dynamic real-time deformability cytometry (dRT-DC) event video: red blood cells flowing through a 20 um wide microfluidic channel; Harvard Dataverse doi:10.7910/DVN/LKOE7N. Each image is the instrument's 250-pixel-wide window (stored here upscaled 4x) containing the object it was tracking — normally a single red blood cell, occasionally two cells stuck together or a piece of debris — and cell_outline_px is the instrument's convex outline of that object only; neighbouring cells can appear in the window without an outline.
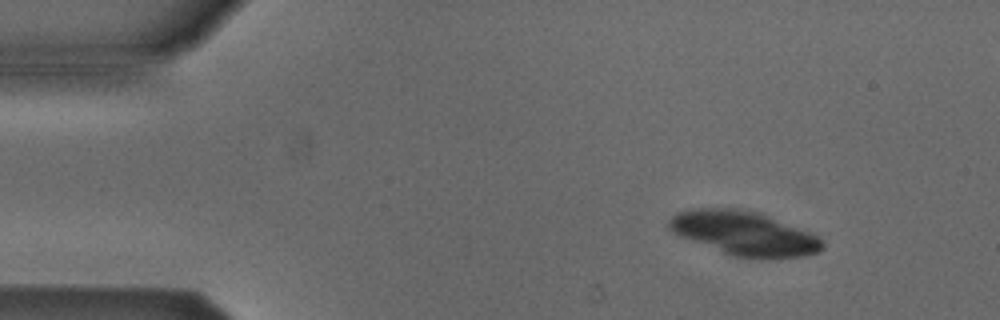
{"species": "Egyptian fruit bat (a non-hibernating species)", "species_latin": "Rousettus aegyptiacus", "temperature_condition": "cold", "stored_images_in_passage": 5, "camera_frame_rate_fps": 3000, "um_per_image_px": 0.085, "animal": {"sex": "male"}, "frame": {"image": 1, "passage_image": 2, "time_ms": 1.333, "image_size_px": [1000, 320], "cell_outline_px": [[824, 248], [820, 252], [808, 256], [776, 260], [764, 260], [736, 256], [676, 236], [668, 228], [668, 220], [676, 212], [692, 208], [740, 208], [760, 212], [812, 232], [820, 236], [824, 240]], "centroid_in_image_um": [63.32, 19.85], "position_along_channel_um": 21.7, "area_um2": 40.63}}